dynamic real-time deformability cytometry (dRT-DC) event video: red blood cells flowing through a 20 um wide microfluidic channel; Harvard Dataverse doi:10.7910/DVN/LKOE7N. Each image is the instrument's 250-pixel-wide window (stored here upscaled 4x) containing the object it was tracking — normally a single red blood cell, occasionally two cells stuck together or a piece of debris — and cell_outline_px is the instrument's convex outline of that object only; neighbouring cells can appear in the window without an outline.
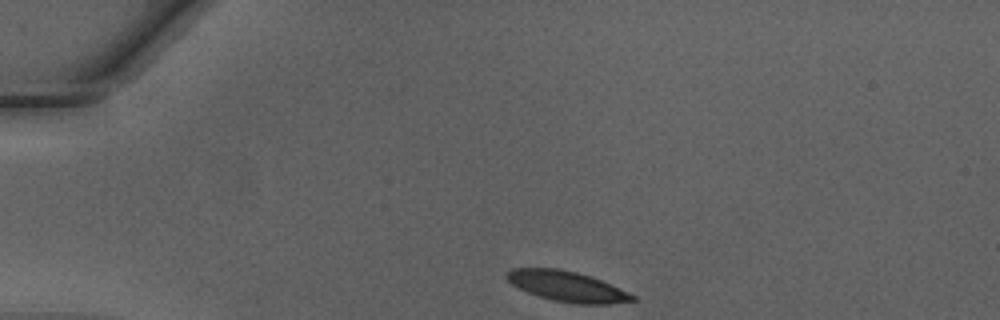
{"species": "Egyptian fruit bat (a non-hibernating species)", "species_latin": "Rousettus aegyptiacus", "temperature_condition": "warm", "stored_images_in_passage": 31, "camera_frame_rate_fps": 3000, "um_per_image_px": 0.085, "animal": {"sex": "male"}, "frame": {"image": 1, "passage_image": 1, "time_ms": 0.0, "image_size_px": [1000, 320], "cell_outline_px": [[636, 300], [608, 304], [572, 304], [552, 300], [536, 296], [512, 284], [504, 276], [504, 272], [512, 268], [556, 268], [576, 272], [592, 276], [628, 292], [636, 296]], "centroid_in_image_um": [48.17, 24.34], "position_along_channel_um": 36.8, "area_um2": 22.37}}
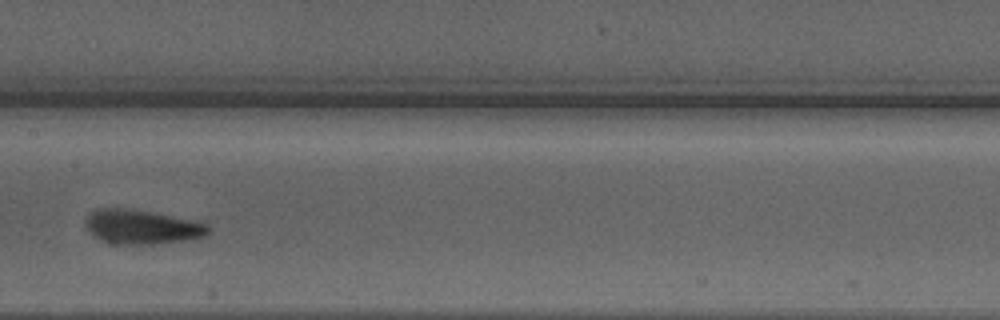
{"frame": {"image": 2, "passage_image": 16, "time_ms": 5.0, "image_size_px": [1000, 320], "cell_outline_px": [[212, 232], [208, 236], [188, 240], [152, 244], [108, 244], [92, 236], [88, 232], [84, 224], [84, 220], [96, 208], [124, 208], [152, 212], [192, 220], [208, 224], [212, 228]], "centroid_in_image_um": [12.05, 19.3], "position_along_channel_um": 195.3, "area_um2": 25.03}}
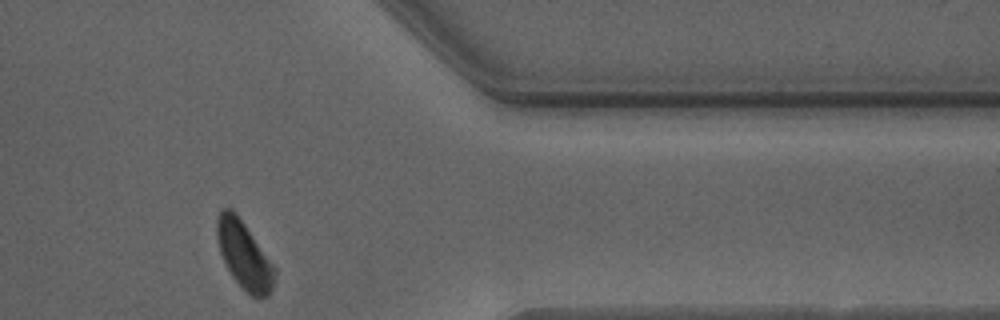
{"frame": {"image": 3, "passage_image": 31, "time_ms": 10.0, "image_size_px": [1000, 320], "cell_outline_px": [[276, 272], [272, 288], [268, 296], [260, 300], [252, 296], [232, 276], [220, 252], [216, 236], [216, 220], [220, 212], [224, 208], [232, 208], [236, 212], [272, 264]], "centroid_in_image_um": [20.74, 21.68], "position_along_channel_um": 390.7, "area_um2": 22.2}, "authors_computed_cell_mechanics": {"area_um2": 24.1026, "velocity_mm_per_s": 4.2096, "shape_relaxation_time_tau1_ms": 2.8036, "shape_relaxation_time_tau2_ms": 1.9633, "deformation_change_tau1": 0.133, "deformation_change_tau2": 0.0873}}